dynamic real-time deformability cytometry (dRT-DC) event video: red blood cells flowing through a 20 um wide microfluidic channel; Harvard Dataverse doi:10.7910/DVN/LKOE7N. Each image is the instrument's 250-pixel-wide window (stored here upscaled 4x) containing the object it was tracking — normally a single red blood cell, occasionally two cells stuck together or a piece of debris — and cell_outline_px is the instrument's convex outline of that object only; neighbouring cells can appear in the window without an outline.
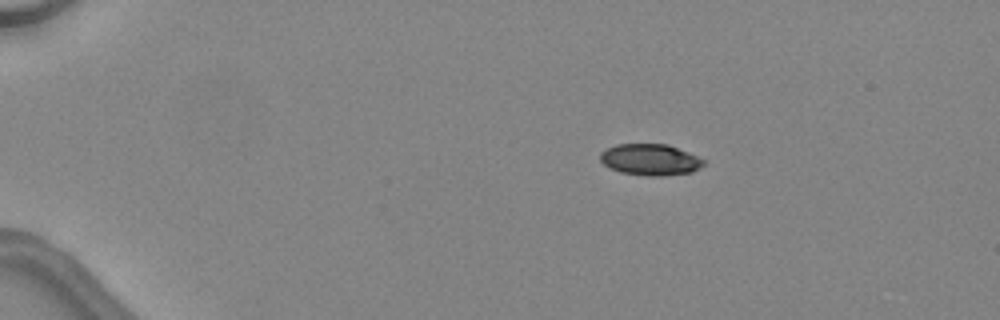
{"species": "common noctule bat (a hibernating species)", "species_latin": "Nyctalus noctula", "temperature_condition": "warm", "stored_images_in_passage": 11, "camera_frame_rate_fps": 3000, "um_per_image_px": 0.085, "animal": {"sex": "female", "body_mass_g": 24.6, "forearm_length_mm": 56.2}, "frame": {"image": 1, "passage_image": 1, "time_ms": 0.0, "image_size_px": [1000, 320], "cell_outline_px": [[704, 164], [700, 168], [692, 172], [664, 176], [648, 176], [620, 172], [608, 168], [600, 160], [600, 152], [616, 144], [668, 144], [688, 152], [704, 160]], "centroid_in_image_um": [55.25, 13.58], "position_along_channel_um": 29.7, "area_um2": 18.96}}
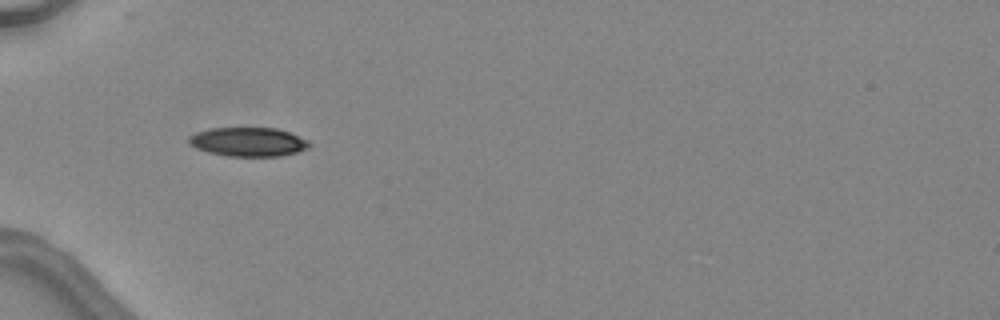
{"frame": {"image": 2, "passage_image": 9, "time_ms": 2.667, "image_size_px": [1000, 320], "cell_outline_px": [[312, 144], [308, 148], [296, 152], [280, 156], [228, 156], [208, 152], [196, 148], [188, 140], [188, 136], [196, 132], [208, 128], [276, 128], [288, 132], [308, 140]], "centroid_in_image_um": [21.1, 12.05], "position_along_channel_um": 63.9, "area_um2": 20.29}}